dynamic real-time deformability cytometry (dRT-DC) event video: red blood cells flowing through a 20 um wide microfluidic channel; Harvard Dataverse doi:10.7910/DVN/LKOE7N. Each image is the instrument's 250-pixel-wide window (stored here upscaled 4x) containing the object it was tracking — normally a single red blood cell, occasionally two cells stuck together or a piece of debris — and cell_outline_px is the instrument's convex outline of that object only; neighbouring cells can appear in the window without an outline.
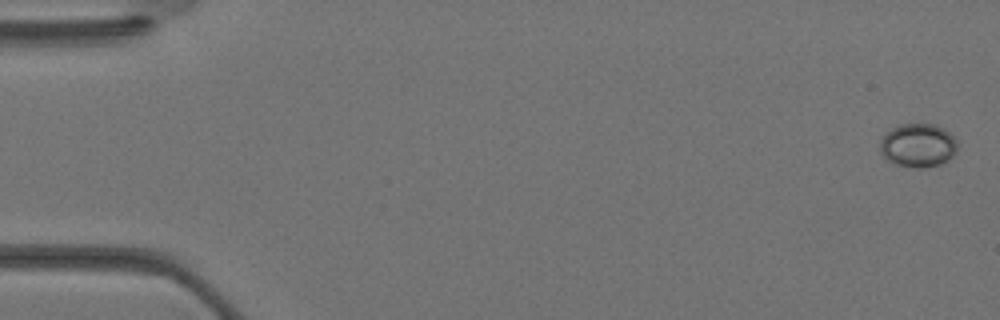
{"species": "Egyptian fruit bat (a non-hibernating species)", "species_latin": "Rousettus aegyptiacus", "temperature_condition": "warm", "stored_images_in_passage": 13, "camera_frame_rate_fps": 3000, "um_per_image_px": 0.085, "animal": {"sex": "female"}, "frame": {"image": 1, "passage_image": 1, "time_ms": 0.0, "image_size_px": [1000, 320], "cell_outline_px": [[956, 152], [948, 160], [940, 164], [924, 168], [916, 168], [896, 164], [884, 160], [880, 152], [880, 140], [892, 128], [900, 124], [936, 124], [944, 128], [956, 140]], "centroid_in_image_um": [78.01, 12.37], "position_along_channel_um": 7.0, "area_um2": 19.77}}
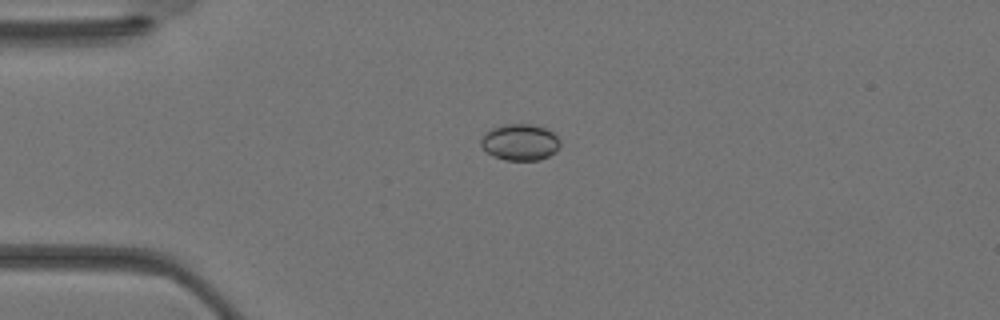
{"frame": {"image": 2, "passage_image": 9, "time_ms": 2.667, "image_size_px": [1000, 320], "cell_outline_px": [[560, 144], [548, 156], [540, 160], [504, 160], [488, 152], [480, 144], [480, 140], [484, 132], [492, 128], [504, 124], [532, 124], [548, 128], [560, 140]], "centroid_in_image_um": [44.19, 12.06], "position_along_channel_um": 40.8, "area_um2": 16.7}}